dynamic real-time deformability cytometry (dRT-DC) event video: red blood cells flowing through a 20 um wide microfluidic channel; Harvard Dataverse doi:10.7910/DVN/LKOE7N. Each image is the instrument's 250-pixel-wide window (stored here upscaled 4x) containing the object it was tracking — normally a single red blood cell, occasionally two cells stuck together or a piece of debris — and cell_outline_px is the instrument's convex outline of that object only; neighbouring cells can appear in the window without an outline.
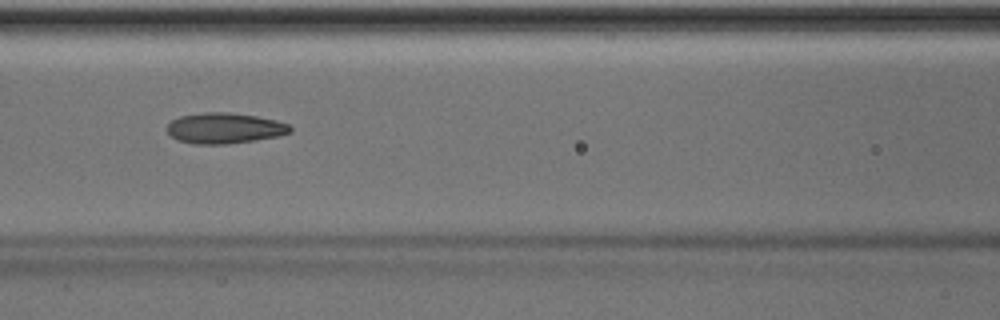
{"species": "Egyptian fruit bat (a non-hibernating species)", "species_latin": "Rousettus aegyptiacus", "temperature_condition": "room temperature", "stored_images_in_passage": 50, "camera_frame_rate_fps": 3000, "um_per_image_px": 0.085, "animal": {"sex": "male"}, "frame": {"image": 1, "passage_image": 22, "time_ms": 7.0, "image_size_px": [1000, 320], "cell_outline_px": [[292, 132], [280, 136], [256, 140], [228, 144], [192, 144], [176, 140], [168, 132], [168, 124], [172, 120], [180, 116], [204, 112], [228, 112], [256, 116], [276, 120], [288, 124], [292, 128]], "centroid_in_image_um": [19.1, 10.9], "position_along_channel_um": 147.5, "area_um2": 22.14}}
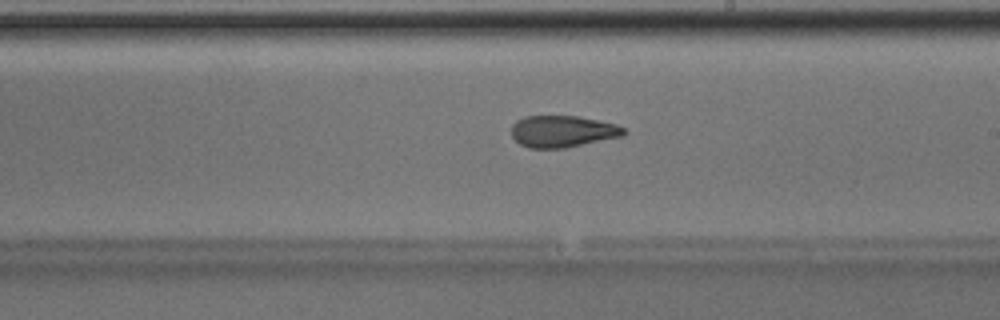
{"frame": {"image": 2, "passage_image": 29, "time_ms": 9.333, "image_size_px": [1000, 320], "cell_outline_px": [[628, 132], [624, 136], [564, 148], [528, 148], [520, 144], [512, 136], [512, 124], [516, 120], [524, 116], [576, 116], [600, 120], [616, 124], [624, 128]], "centroid_in_image_um": [47.84, 11.16], "position_along_channel_um": 241.2, "area_um2": 20.92}, "authors_computed_cell_mechanics": {"area_um2": 22.0218, "velocity_mm_per_s": 4.0309, "shape_relaxation_time_tau1_ms": 5.2876, "shape_relaxation_time_tau2_ms": 2.1505, "deformation_change_tau1": 0.1549, "deformation_change_tau2": 0.0953}}